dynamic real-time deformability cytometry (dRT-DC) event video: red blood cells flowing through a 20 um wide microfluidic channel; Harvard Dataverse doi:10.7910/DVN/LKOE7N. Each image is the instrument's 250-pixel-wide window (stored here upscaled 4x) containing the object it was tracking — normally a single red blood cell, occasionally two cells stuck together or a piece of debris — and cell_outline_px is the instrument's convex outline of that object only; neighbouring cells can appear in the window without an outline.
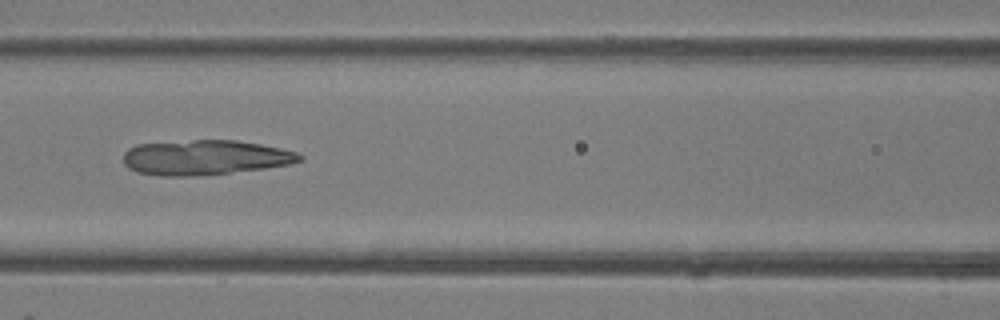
{"species": "common noctule bat (a hibernating species)", "species_latin": "Nyctalus noctula", "temperature_condition": "room temperature", "stored_images_in_passage": 45, "camera_frame_rate_fps": 3000, "um_per_image_px": 0.085, "animal": {"sex": "female"}, "frame": {"image": 1, "passage_image": 19, "time_ms": 6.0, "image_size_px": [1000, 320], "cell_outline_px": [[304, 160], [292, 164], [264, 168], [204, 176], [160, 176], [136, 172], [128, 168], [124, 164], [124, 152], [128, 148], [136, 144], [192, 140], [236, 140], [260, 144], [280, 148], [296, 152], [304, 156]], "centroid_in_image_um": [17.43, 13.39], "position_along_channel_um": 149.2, "area_um2": 36.24}}
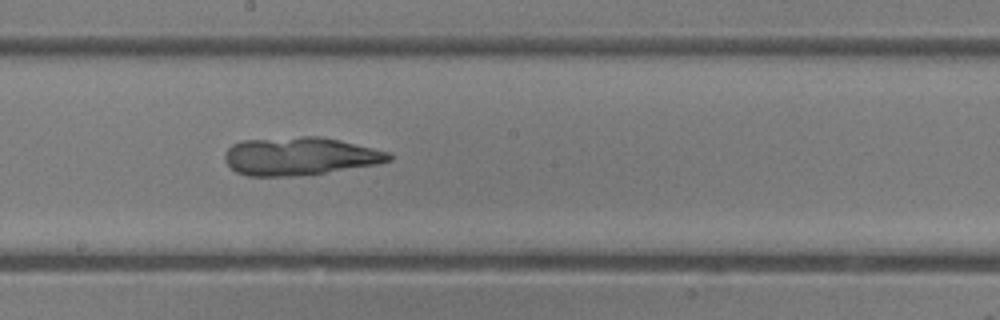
{"frame": {"image": 2, "passage_image": 24, "time_ms": 7.667, "image_size_px": [1000, 320], "cell_outline_px": [[392, 160], [380, 164], [296, 176], [248, 176], [236, 172], [224, 160], [224, 156], [228, 148], [232, 144], [244, 140], [300, 136], [320, 136], [340, 140], [388, 152], [392, 156]], "centroid_in_image_um": [25.47, 13.27], "position_along_channel_um": 222.7, "area_um2": 36.3}}
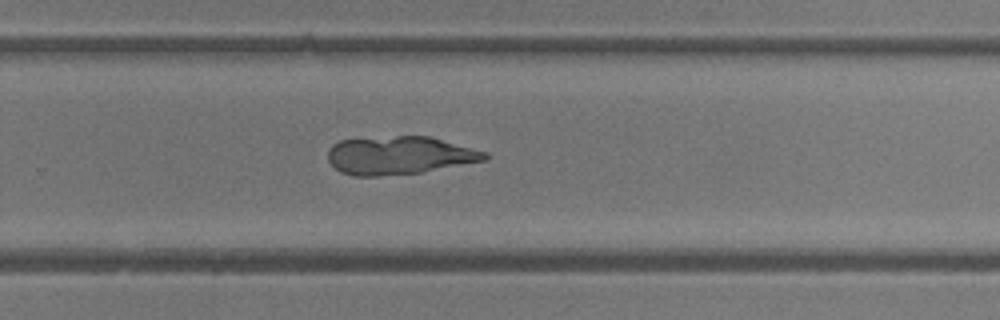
{"frame": {"image": 3, "passage_image": 29, "time_ms": 9.333, "image_size_px": [1000, 320], "cell_outline_px": [[488, 160], [420, 172], [380, 176], [352, 176], [340, 172], [328, 160], [328, 148], [332, 144], [340, 140], [396, 136], [428, 136], [488, 152]], "centroid_in_image_um": [33.94, 13.21], "position_along_channel_um": 295.9, "area_um2": 34.8}}